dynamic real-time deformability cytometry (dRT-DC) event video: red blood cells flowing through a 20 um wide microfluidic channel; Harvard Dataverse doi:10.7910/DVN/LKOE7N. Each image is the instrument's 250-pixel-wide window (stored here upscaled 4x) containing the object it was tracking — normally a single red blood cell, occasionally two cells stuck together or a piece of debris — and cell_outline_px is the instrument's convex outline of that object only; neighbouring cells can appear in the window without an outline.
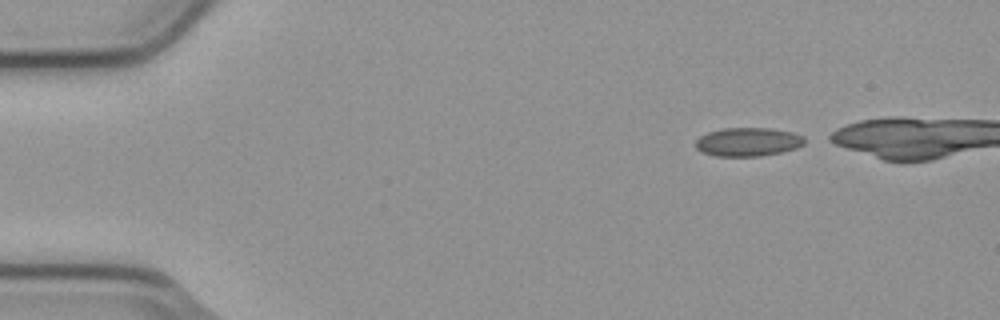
{"species": "common noctule bat (a hibernating species)", "species_latin": "Nyctalus noctula", "temperature_condition": "cold", "stored_images_in_passage": 7, "camera_frame_rate_fps": 3000, "um_per_image_px": 0.085, "animal": {"sex": "male", "body_mass_g": 23.1, "forearm_length_mm": 52.7}, "frame": {"image": 1, "passage_image": 1, "time_ms": 0.0, "image_size_px": [1000, 320], "cell_outline_px": [[804, 144], [796, 148], [780, 152], [760, 156], [716, 156], [704, 152], [696, 148], [696, 140], [700, 136], [708, 132], [724, 128], [768, 128], [792, 132], [804, 136]], "centroid_in_image_um": [63.58, 12.06], "position_along_channel_um": 21.4, "area_um2": 18.03}}
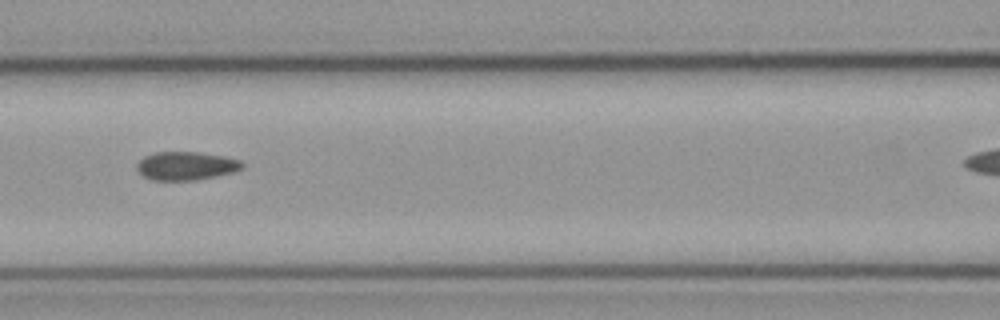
{"frame": {"image": 2, "passage_image": 5, "time_ms": 1.333, "image_size_px": [1000, 320], "cell_outline_px": [[244, 164], [240, 168], [232, 172], [216, 176], [196, 180], [152, 180], [144, 176], [136, 168], [136, 164], [144, 156], [156, 152], [200, 152], [224, 156], [240, 160]], "centroid_in_image_um": [15.8, 14.09], "position_along_channel_um": 150.8, "area_um2": 17.34}}